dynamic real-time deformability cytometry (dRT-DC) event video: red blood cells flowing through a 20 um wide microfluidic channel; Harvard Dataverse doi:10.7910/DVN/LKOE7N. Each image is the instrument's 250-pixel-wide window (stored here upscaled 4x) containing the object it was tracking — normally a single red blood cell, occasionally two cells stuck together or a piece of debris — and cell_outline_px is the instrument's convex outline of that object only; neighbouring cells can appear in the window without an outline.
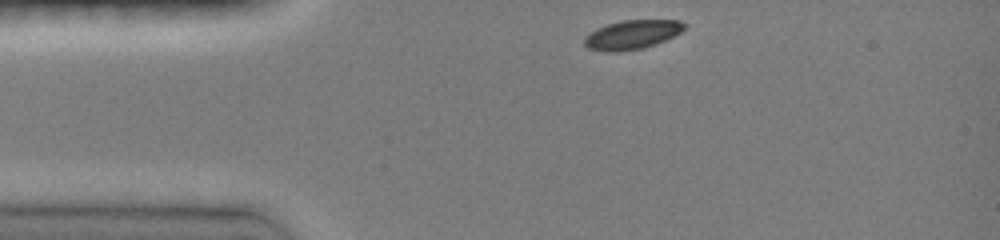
{"species": "common noctule bat (a hibernating species)", "species_latin": "Nyctalus noctula", "temperature_condition": "room temperature", "stored_images_in_passage": 33, "camera_frame_rate_fps": 3000, "um_per_image_px": 0.085, "animal": {"sex": "female", "body_mass_g": 19.0, "forearm_length_mm": 51.5}, "frame": {"image": 1, "passage_image": 1, "time_ms": 0.0, "image_size_px": [1000, 240], "cell_outline_px": [[688, 24], [680, 32], [656, 44], [644, 48], [616, 52], [604, 52], [588, 48], [584, 44], [584, 36], [596, 28], [620, 20], [680, 20]], "centroid_in_image_um": [53.7, 2.94], "position_along_channel_um": 31.3, "area_um2": 17.05}}
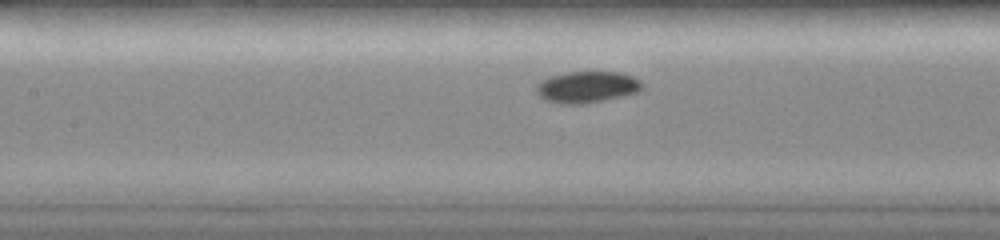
{"frame": {"image": 2, "passage_image": 13, "time_ms": 4.0, "image_size_px": [1000, 240], "cell_outline_px": [[644, 88], [640, 92], [604, 100], [584, 104], [560, 104], [544, 100], [536, 92], [536, 84], [540, 80], [552, 76], [568, 72], [620, 72], [632, 76], [640, 80], [644, 84]], "centroid_in_image_um": [49.91, 7.4], "position_along_channel_um": 157.5, "area_um2": 19.65}}
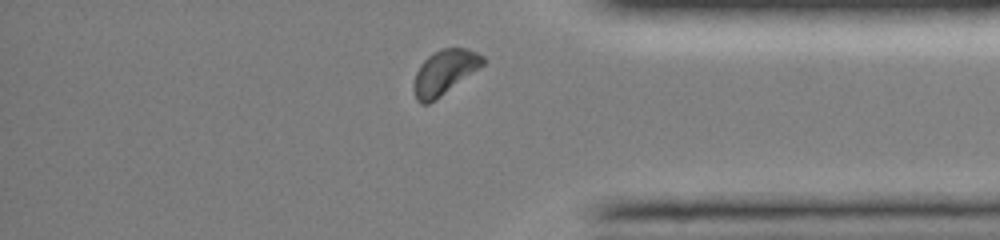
{"frame": {"image": 3, "passage_image": 31, "time_ms": 10.0, "image_size_px": [1000, 240], "cell_outline_px": [[484, 64], [440, 96], [428, 104], [420, 104], [416, 100], [412, 88], [412, 84], [416, 72], [420, 64], [432, 52], [440, 48], [468, 48], [484, 56]], "centroid_in_image_um": [37.73, 6.13], "position_along_channel_um": 397.5, "area_um2": 17.92}, "authors_computed_cell_mechanics": {"area_um2": 18.1492, "velocity_mm_per_s": 4.0719, "shape_relaxation_time_tau1_ms": 2.3397, "shape_relaxation_time_tau2_ms": null, "deformation_change_tau1": 0.0745, "deformation_change_tau2": null}}